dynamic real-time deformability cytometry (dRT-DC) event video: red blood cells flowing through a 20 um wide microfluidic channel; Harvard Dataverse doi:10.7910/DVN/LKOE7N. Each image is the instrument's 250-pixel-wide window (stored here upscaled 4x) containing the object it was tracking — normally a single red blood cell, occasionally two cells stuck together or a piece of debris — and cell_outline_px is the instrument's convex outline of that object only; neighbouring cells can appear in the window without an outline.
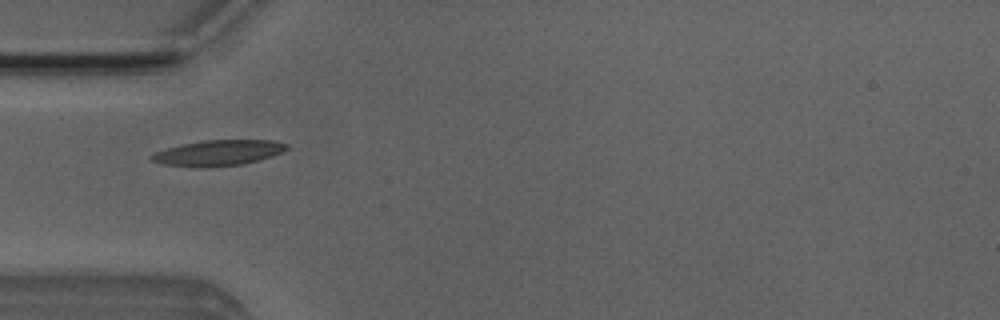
{"species": "Egyptian fruit bat (a non-hibernating species)", "species_latin": "Rousettus aegyptiacus", "temperature_condition": "room temperature", "stored_images_in_passage": 5, "camera_frame_rate_fps": 3000, "um_per_image_px": 0.085, "animal": {"sex": "male"}, "frame": {"image": 1, "passage_image": 3, "time_ms": 0.667, "image_size_px": [1000, 320], "cell_outline_px": [[288, 148], [272, 156], [244, 164], [164, 164], [152, 160], [148, 156], [152, 152], [184, 144], [204, 140], [276, 140], [288, 144]], "centroid_in_image_um": [18.62, 12.93], "position_along_channel_um": 66.4, "area_um2": 19.02}}